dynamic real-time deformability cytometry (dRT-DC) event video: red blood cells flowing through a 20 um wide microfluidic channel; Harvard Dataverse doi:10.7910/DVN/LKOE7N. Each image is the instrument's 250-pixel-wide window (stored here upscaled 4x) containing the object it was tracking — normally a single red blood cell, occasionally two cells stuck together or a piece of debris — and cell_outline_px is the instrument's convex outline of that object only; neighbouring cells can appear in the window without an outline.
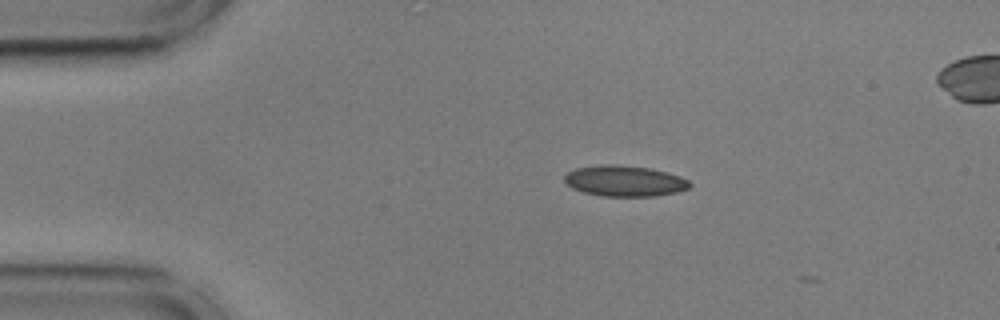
{"species": "common noctule bat (a hibernating species)", "species_latin": "Nyctalus noctula", "temperature_condition": "cold", "stored_images_in_passage": 4, "camera_frame_rate_fps": 3000, "um_per_image_px": 0.085, "animal": {"sex": "male", "body_mass_g": 17.9, "forearm_length_mm": 54.2}, "frame": {"image": 1, "passage_image": 2, "time_ms": 0.333, "image_size_px": [1000, 320], "cell_outline_px": [[692, 184], [688, 188], [676, 192], [656, 196], [604, 196], [584, 192], [572, 188], [564, 180], [564, 176], [568, 172], [576, 168], [604, 164], [612, 164], [648, 168], [680, 176], [688, 180]], "centroid_in_image_um": [53.08, 15.38], "position_along_channel_um": 31.9, "area_um2": 22.25}}